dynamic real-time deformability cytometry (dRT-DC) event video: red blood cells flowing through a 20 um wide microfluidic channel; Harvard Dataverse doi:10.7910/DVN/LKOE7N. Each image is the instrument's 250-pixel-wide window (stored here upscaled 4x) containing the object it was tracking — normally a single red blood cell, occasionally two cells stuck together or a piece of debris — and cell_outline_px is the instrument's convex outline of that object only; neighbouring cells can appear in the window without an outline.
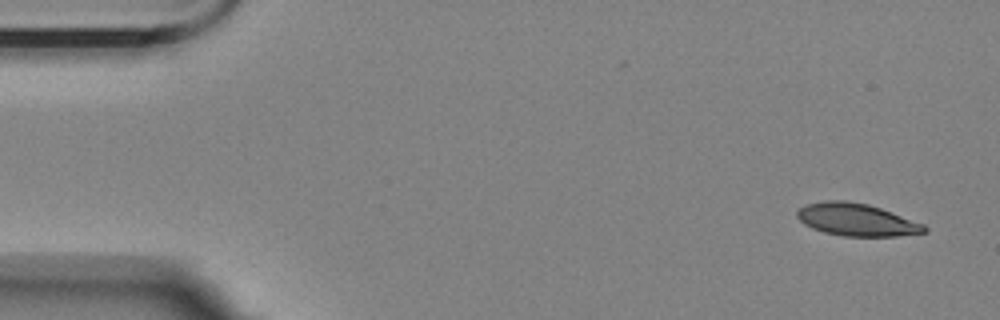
{"species": "Egyptian fruit bat (a non-hibernating species)", "species_latin": "Rousettus aegyptiacus", "temperature_condition": "room temperature", "stored_images_in_passage": 4, "segment_of_instrument_passage": [2, 2], "camera_frame_rate_fps": 3000, "um_per_image_px": 0.085, "animal": {"sex": "female"}, "frame": {"image": 1, "passage_image": 4, "time_ms": 7.0, "image_size_px": [1000, 320], "cell_outline_px": [[928, 232], [896, 236], [844, 236], [824, 232], [812, 228], [804, 224], [796, 216], [796, 212], [804, 204], [824, 200], [844, 200], [868, 204], [880, 208], [924, 224], [928, 228]], "centroid_in_image_um": [72.79, 18.67], "position_along_channel_um": 12.2, "area_um2": 24.1}}